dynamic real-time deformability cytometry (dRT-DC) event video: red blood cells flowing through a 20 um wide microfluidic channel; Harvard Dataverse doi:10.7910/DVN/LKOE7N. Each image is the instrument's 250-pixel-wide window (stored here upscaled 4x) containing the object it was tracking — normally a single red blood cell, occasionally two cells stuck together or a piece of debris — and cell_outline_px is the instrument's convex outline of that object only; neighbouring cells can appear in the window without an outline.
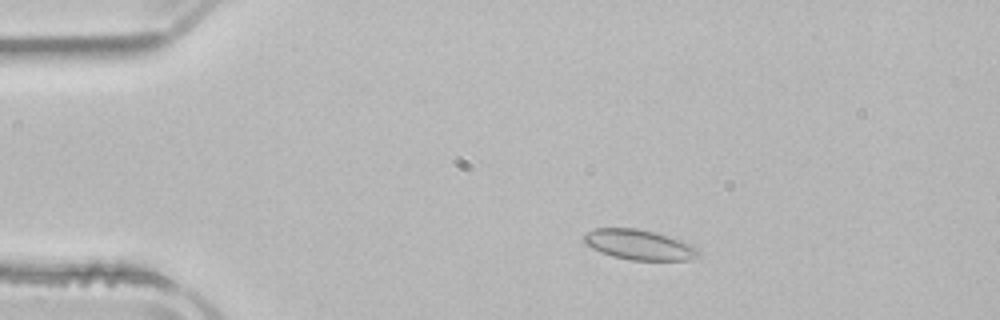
{"species": "common noctule bat (a hibernating species)", "species_latin": "Nyctalus noctula", "temperature_condition": "room temperature", "stored_images_in_passage": 50, "camera_frame_rate_fps": 3000, "um_per_image_px": 0.085, "animal": {"sex": "male", "body_mass_g": 21.5, "forearm_length_mm": 52.0}, "frame": {"image": 1, "passage_image": 8, "time_ms": 2.333, "image_size_px": [1000, 320], "cell_outline_px": [[700, 256], [688, 260], [632, 260], [612, 256], [600, 252], [584, 244], [584, 236], [588, 232], [596, 228], [636, 228], [656, 232], [692, 244], [700, 248]], "centroid_in_image_um": [54.37, 20.8], "position_along_channel_um": 30.6, "area_um2": 20.23}}
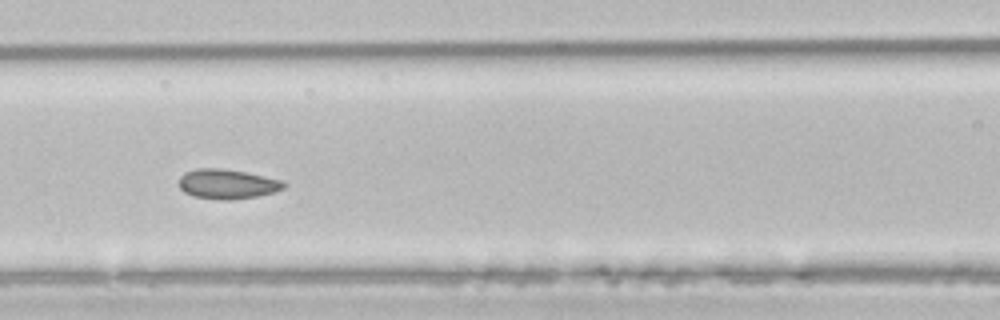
{"frame": {"image": 2, "passage_image": 21, "time_ms": 6.667, "image_size_px": [1000, 320], "cell_outline_px": [[288, 184], [284, 188], [276, 192], [256, 196], [232, 200], [220, 200], [192, 196], [184, 192], [180, 188], [180, 176], [184, 172], [196, 168], [220, 168], [244, 172], [284, 180]], "centroid_in_image_um": [19.34, 15.64], "position_along_channel_um": 147.3, "area_um2": 18.32}}
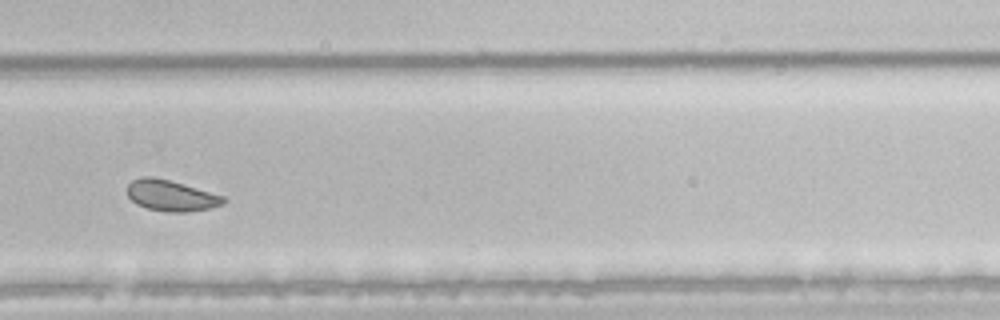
{"frame": {"image": 3, "passage_image": 34, "time_ms": 11.0, "image_size_px": [1000, 320], "cell_outline_px": [[228, 200], [224, 204], [208, 208], [184, 212], [168, 212], [148, 208], [136, 204], [128, 196], [128, 184], [132, 180], [140, 176], [152, 176], [168, 180], [224, 196]], "centroid_in_image_um": [14.53, 16.62], "position_along_channel_um": 315.3, "area_um2": 17.17}, "authors_computed_cell_mechanics": {"area_um2": 19.074, "velocity_mm_per_s": 3.8956, "shape_relaxation_time_tau1_ms": 8.0528, "shape_relaxation_time_tau2_ms": null, "deformation_change_tau1": 0.0827, "deformation_change_tau2": null}}